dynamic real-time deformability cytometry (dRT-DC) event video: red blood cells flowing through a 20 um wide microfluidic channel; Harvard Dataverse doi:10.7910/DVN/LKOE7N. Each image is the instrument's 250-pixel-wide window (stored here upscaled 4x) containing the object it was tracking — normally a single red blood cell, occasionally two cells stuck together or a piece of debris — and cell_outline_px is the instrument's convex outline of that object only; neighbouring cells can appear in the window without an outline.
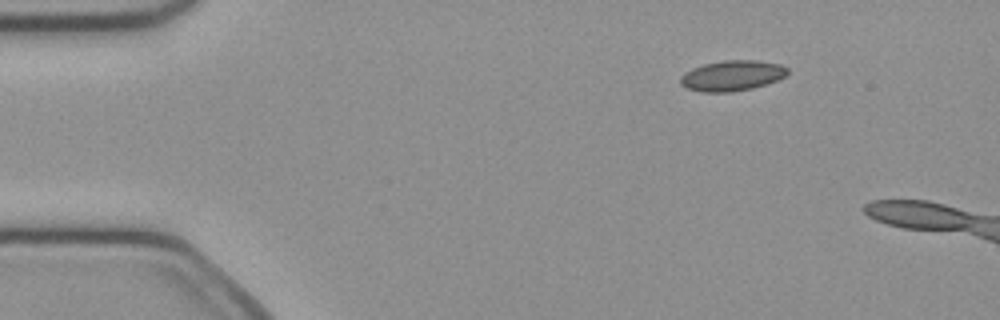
{"species": "common noctule bat (a hibernating species)", "species_latin": "Nyctalus noctula", "temperature_condition": "cold", "stored_images_in_passage": 10, "camera_frame_rate_fps": 3000, "um_per_image_px": 0.085, "animal": {"sex": "female", "body_mass_g": 21.9}, "frame": {"image": 1, "passage_image": 1, "time_ms": 0.0, "image_size_px": [1000, 320], "cell_outline_px": [[788, 72], [784, 76], [776, 80], [752, 88], [732, 92], [700, 92], [688, 88], [680, 84], [680, 76], [684, 72], [692, 68], [704, 64], [724, 60], [756, 60], [780, 64], [788, 68]], "centroid_in_image_um": [62.19, 6.42], "position_along_channel_um": 22.8, "area_um2": 18.96}}